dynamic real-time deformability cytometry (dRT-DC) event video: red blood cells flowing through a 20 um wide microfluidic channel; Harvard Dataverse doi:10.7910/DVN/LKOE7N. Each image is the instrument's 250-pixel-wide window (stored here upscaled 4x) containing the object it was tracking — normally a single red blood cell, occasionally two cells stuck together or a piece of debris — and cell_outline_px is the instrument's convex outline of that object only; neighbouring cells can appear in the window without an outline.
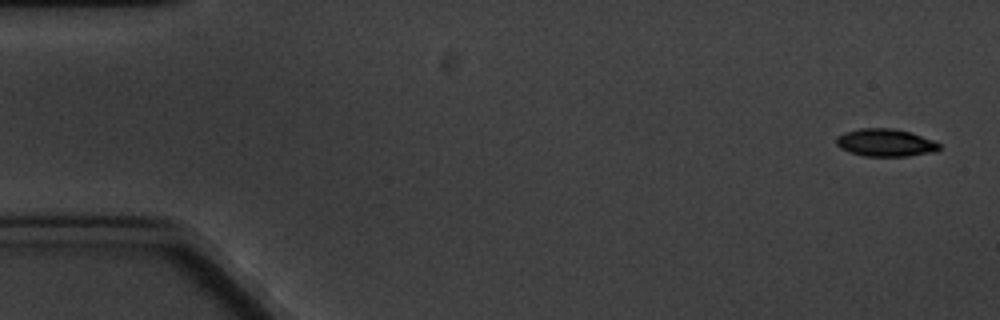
{"species": "common noctule bat (a hibernating species)", "species_latin": "Nyctalus noctula", "temperature_condition": "cold", "stored_images_in_passage": 5, "camera_frame_rate_fps": 3000, "um_per_image_px": 0.085, "animal": {"sex": "male", "body_mass_g": 20.1, "forearm_length_mm": 53.5}, "frame": {"image": 1, "passage_image": 1, "time_ms": 0.0, "image_size_px": [1000, 320], "cell_outline_px": [[940, 148], [936, 152], [908, 156], [864, 156], [840, 148], [836, 144], [836, 136], [844, 132], [860, 128], [892, 128], [912, 132], [936, 140], [940, 144]], "centroid_in_image_um": [75.31, 12.12], "position_along_channel_um": 9.7, "area_um2": 16.82}}
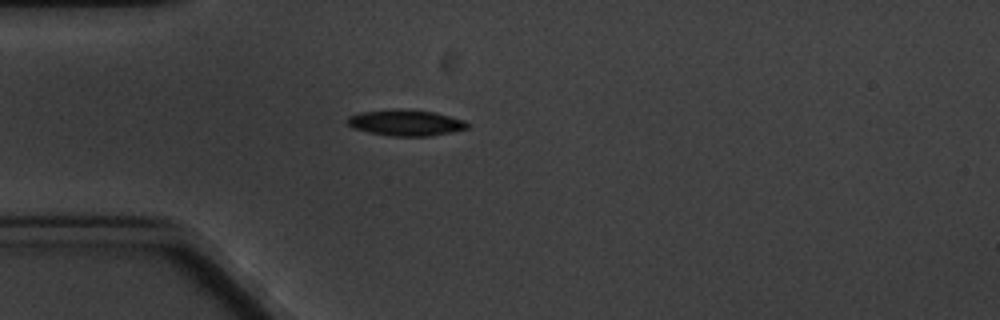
{"frame": {"image": 2, "passage_image": 5, "time_ms": 4.667, "image_size_px": [1000, 320], "cell_outline_px": [[472, 124], [468, 128], [452, 132], [428, 136], [392, 136], [368, 132], [352, 128], [348, 124], [348, 116], [360, 112], [396, 108], [436, 112], [464, 120]], "centroid_in_image_um": [34.51, 10.42], "position_along_channel_um": 50.5, "area_um2": 18.38}}